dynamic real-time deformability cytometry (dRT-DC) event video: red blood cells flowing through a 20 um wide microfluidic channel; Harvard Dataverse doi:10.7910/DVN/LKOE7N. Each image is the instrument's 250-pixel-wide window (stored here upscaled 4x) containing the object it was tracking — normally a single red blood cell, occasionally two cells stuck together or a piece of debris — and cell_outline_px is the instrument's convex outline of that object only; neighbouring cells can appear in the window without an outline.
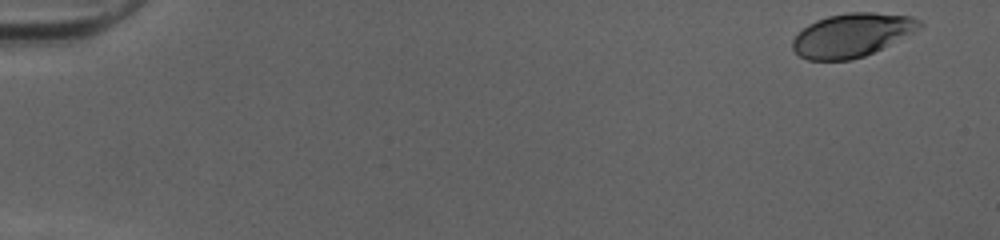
{"species": "human", "species_latin": "Homo sapiens", "temperature_condition": "cold", "stored_images_in_passage": 50, "camera_frame_rate_fps": 3000, "um_per_image_px": 0.085, "donor": {"sex": "female"}, "frame": {"image": 1, "passage_image": 1, "time_ms": 0.0, "image_size_px": [1000, 240], "cell_outline_px": [[924, 24], [920, 28], [864, 56], [852, 60], [808, 60], [800, 56], [792, 48], [792, 40], [808, 24], [816, 20], [828, 16], [848, 12], [872, 12], [912, 16], [920, 20]], "centroid_in_image_um": [72.39, 2.97], "position_along_channel_um": 12.6, "area_um2": 31.85}}
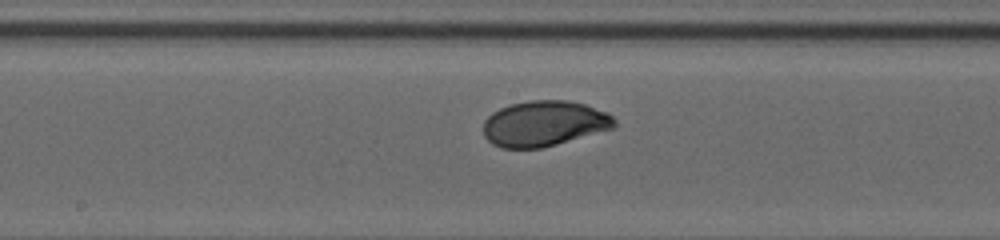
{"frame": {"image": 2, "passage_image": 27, "time_ms": 8.667, "image_size_px": [1000, 240], "cell_outline_px": [[616, 128], [556, 144], [540, 148], [500, 148], [492, 144], [484, 136], [484, 120], [492, 112], [500, 108], [512, 104], [532, 100], [568, 100], [584, 104], [608, 112], [616, 120]], "centroid_in_image_um": [46.27, 10.5], "position_along_channel_um": 201.9, "area_um2": 34.91}}
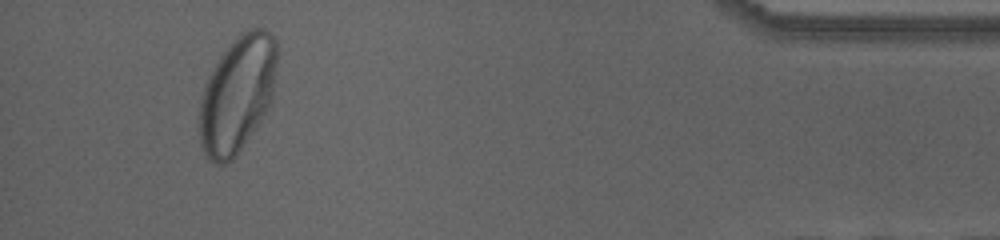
{"frame": {"image": 3, "passage_image": 47, "time_ms": 15.333, "image_size_px": [1000, 240], "cell_outline_px": [[276, 64], [272, 100], [268, 108], [236, 156], [232, 160], [224, 164], [216, 164], [208, 160], [204, 156], [200, 144], [196, 124], [200, 100], [204, 84], [212, 68], [220, 56], [244, 32], [252, 28], [264, 28], [272, 32], [276, 40]], "centroid_in_image_um": [20.12, 8.07], "position_along_channel_um": 415.1, "area_um2": 53.0}, "authors_computed_cell_mechanics": {"area_um2": 34.6222, "velocity_mm_per_s": 4.0206, "shape_relaxation_time_tau1_ms": 2.1766, "shape_relaxation_time_tau2_ms": null, "deformation_change_tau1": 0.1402, "deformation_change_tau2": null}}